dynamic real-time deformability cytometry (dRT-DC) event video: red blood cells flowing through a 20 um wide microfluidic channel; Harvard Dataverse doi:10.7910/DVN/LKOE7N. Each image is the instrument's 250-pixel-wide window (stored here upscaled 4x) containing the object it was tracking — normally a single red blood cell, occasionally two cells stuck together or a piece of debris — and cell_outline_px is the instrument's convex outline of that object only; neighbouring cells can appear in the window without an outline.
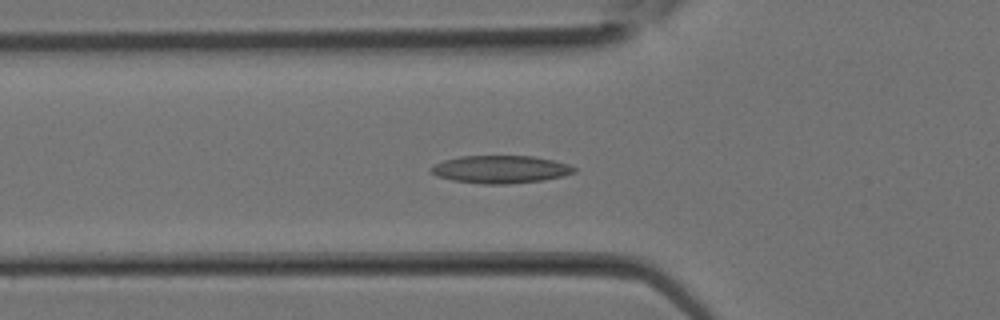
{"species": "Egyptian fruit bat (a non-hibernating species)", "species_latin": "Rousettus aegyptiacus", "temperature_condition": "room temperature", "stored_images_in_passage": 19, "camera_frame_rate_fps": 3000, "um_per_image_px": 0.085, "animal": {"sex": "female"}, "frame": {"image": 1, "passage_image": 11, "time_ms": 3.333, "image_size_px": [1000, 320], "cell_outline_px": [[576, 172], [564, 176], [544, 180], [508, 184], [484, 184], [452, 180], [436, 176], [428, 168], [444, 160], [460, 156], [532, 156], [552, 160], [568, 164], [576, 168]], "centroid_in_image_um": [42.55, 14.4], "position_along_channel_um": 83.2, "area_um2": 23.12}}
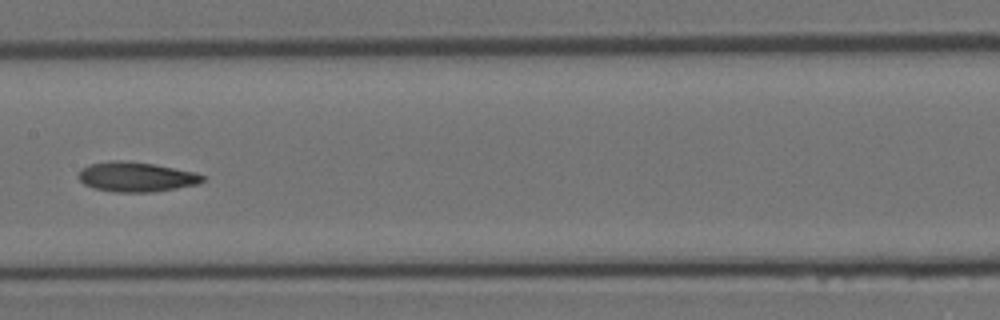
{"frame": {"image": 2, "passage_image": 16, "time_ms": 5.0, "image_size_px": [1000, 320], "cell_outline_px": [[204, 180], [200, 184], [156, 192], [116, 192], [92, 188], [84, 184], [76, 176], [80, 168], [88, 164], [112, 160], [120, 160], [156, 164], [196, 172], [204, 176]], "centroid_in_image_um": [11.56, 15.03], "position_along_channel_um": 195.8, "area_um2": 21.96}}
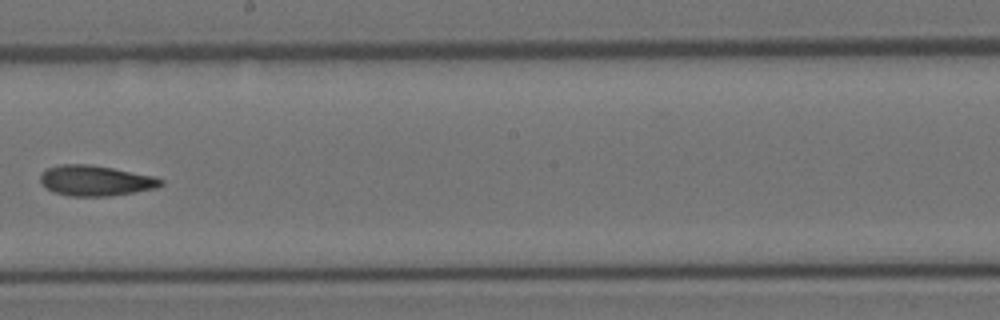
{"frame": {"image": 3, "passage_image": 18, "time_ms": 5.667, "image_size_px": [1000, 320], "cell_outline_px": [[164, 184], [156, 188], [108, 196], [68, 196], [52, 192], [40, 184], [40, 172], [48, 168], [60, 164], [88, 164], [112, 168], [156, 176], [164, 180]], "centroid_in_image_um": [8.09, 15.35], "position_along_channel_um": 240.1, "area_um2": 21.56}}